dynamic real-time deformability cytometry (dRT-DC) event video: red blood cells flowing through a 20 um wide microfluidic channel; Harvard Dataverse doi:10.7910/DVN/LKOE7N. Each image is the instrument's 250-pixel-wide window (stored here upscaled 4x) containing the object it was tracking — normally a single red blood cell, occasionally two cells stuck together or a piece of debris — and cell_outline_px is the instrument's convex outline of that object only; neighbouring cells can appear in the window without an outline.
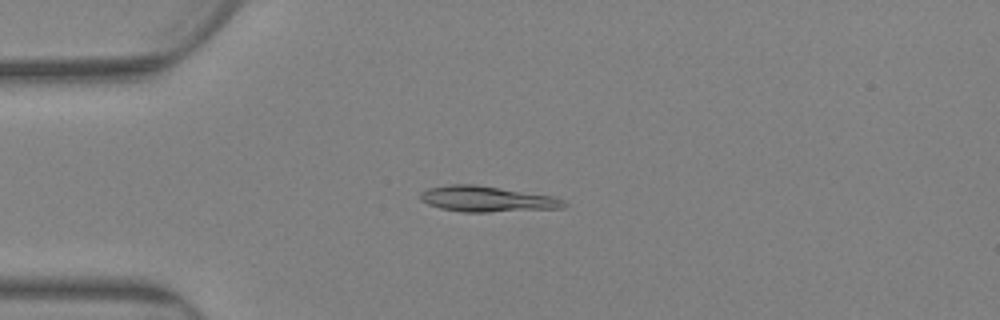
{"species": "Egyptian fruit bat (a non-hibernating species)", "species_latin": "Rousettus aegyptiacus", "temperature_condition": "warm", "stored_images_in_passage": 82, "camera_frame_rate_fps": 3000, "um_per_image_px": 0.085, "animal": {"sex": "female"}, "frame": {"image": 1, "passage_image": 21, "time_ms": 6.667, "image_size_px": [1000, 320], "cell_outline_px": [[568, 204], [564, 208], [488, 212], [460, 212], [440, 208], [428, 204], [420, 200], [420, 192], [428, 188], [452, 184], [476, 184], [552, 196], [564, 200]], "centroid_in_image_um": [41.38, 16.92], "position_along_channel_um": 43.6, "area_um2": 21.56}}
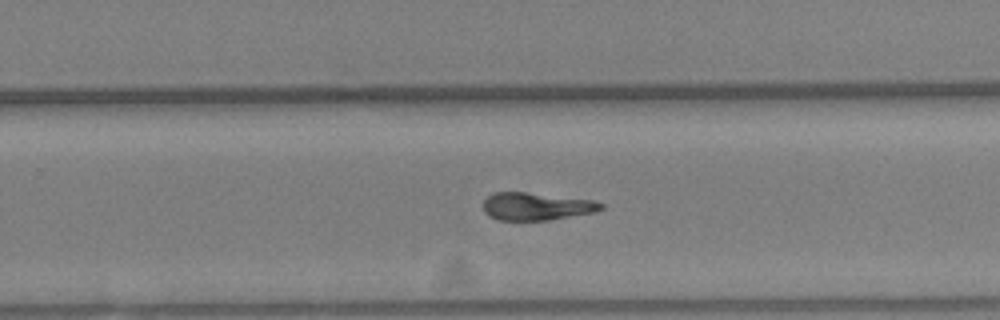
{"frame": {"image": 2, "passage_image": 53, "time_ms": 17.333, "image_size_px": [1000, 320], "cell_outline_px": [[604, 208], [596, 212], [548, 220], [500, 220], [488, 216], [484, 212], [484, 200], [492, 192], [524, 192], [592, 200], [604, 204]], "centroid_in_image_um": [45.58, 17.54], "position_along_channel_um": 284.2, "area_um2": 18.9}}
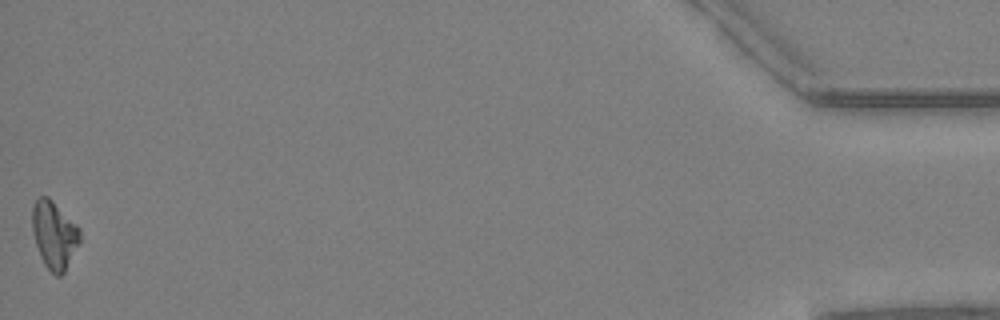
{"frame": {"image": 3, "passage_image": 82, "time_ms": 27.0, "image_size_px": [1000, 320], "cell_outline_px": [[80, 244], [64, 272], [60, 276], [56, 276], [44, 264], [40, 256], [32, 232], [32, 204], [40, 196], [48, 196], [80, 228]], "centroid_in_image_um": [4.61, 19.96], "position_along_channel_um": 430.6, "area_um2": 18.84}, "authors_computed_cell_mechanics": {"area_um2": 19.8254, "velocity_mm_per_s": 2.4906, "shape_relaxation_time_tau1_ms": null, "shape_relaxation_time_tau2_ms": 8.1413, "deformation_change_tau1": null, "deformation_change_tau2": 0.134}}